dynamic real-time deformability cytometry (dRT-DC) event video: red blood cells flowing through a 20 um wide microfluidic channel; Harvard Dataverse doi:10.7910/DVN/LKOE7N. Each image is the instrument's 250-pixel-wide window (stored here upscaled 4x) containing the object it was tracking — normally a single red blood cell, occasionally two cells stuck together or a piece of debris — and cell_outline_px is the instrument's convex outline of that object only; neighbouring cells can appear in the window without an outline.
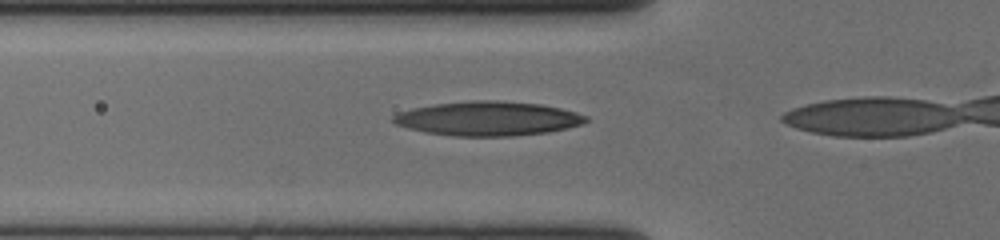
{"species": "human", "species_latin": "Homo sapiens", "temperature_condition": "cold", "stored_images_in_passage": 16, "camera_frame_rate_fps": 3000, "um_per_image_px": 0.085, "donor": {"sex": "female"}, "frame": {"image": 1, "passage_image": 14, "time_ms": 4.333, "image_size_px": [1000, 240], "cell_outline_px": [[588, 120], [584, 124], [568, 128], [548, 132], [512, 136], [452, 136], [424, 132], [408, 128], [396, 124], [392, 120], [392, 116], [400, 112], [412, 108], [432, 104], [468, 100], [500, 100], [540, 104], [560, 108], [576, 112], [588, 116]], "centroid_in_image_um": [41.48, 10.07], "position_along_channel_um": 84.3, "area_um2": 38.78}}